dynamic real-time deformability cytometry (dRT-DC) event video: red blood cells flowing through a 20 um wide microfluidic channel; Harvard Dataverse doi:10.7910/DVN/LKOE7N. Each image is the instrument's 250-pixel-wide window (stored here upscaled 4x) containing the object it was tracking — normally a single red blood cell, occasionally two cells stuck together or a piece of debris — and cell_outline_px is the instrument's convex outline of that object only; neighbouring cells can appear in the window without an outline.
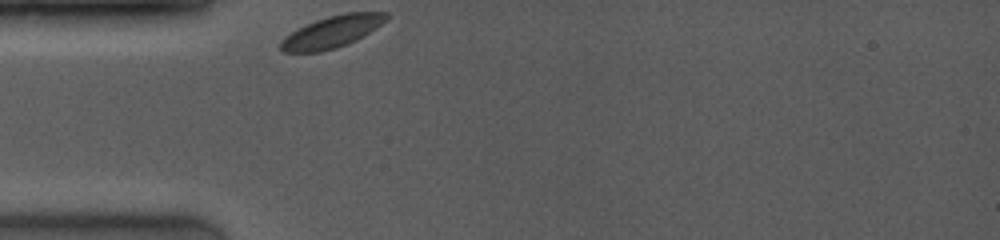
{"species": "common noctule bat (a hibernating species)", "species_latin": "Nyctalus noctula", "temperature_condition": "room temperature", "stored_images_in_passage": 1, "camera_frame_rate_fps": 4000, "um_per_image_px": 0.085, "animal": {"sex": "female", "body_mass_g": 19.0, "forearm_length_mm": 53.3}, "frame": {"image": 1, "passage_image": 1, "time_ms": 0.0, "image_size_px": [1000, 240], "cell_outline_px": [[388, 16], [376, 28], [364, 36], [356, 40], [336, 48], [320, 52], [284, 52], [280, 48], [280, 40], [284, 36], [316, 20], [328, 16], [344, 12], [388, 12]], "centroid_in_image_um": [28.21, 2.71], "position_along_channel_um": 56.8, "area_um2": 19.42}}